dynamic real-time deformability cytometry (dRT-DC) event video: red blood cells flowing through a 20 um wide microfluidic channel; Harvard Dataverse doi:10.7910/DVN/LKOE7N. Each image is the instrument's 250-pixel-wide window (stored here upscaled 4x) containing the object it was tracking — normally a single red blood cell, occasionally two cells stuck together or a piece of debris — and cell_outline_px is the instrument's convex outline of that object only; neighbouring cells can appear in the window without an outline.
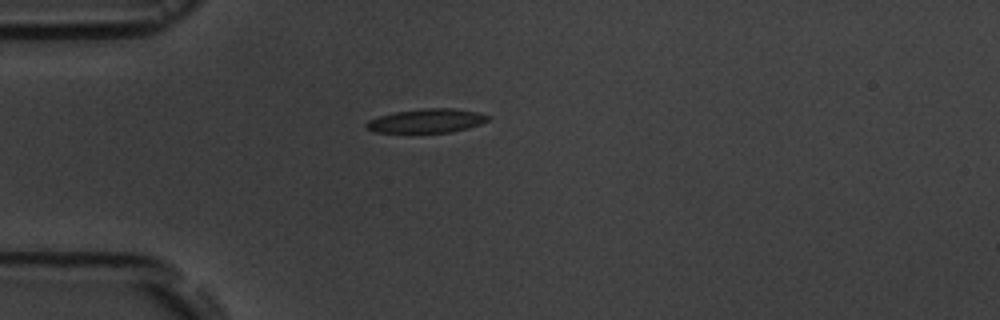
{"species": "common noctule bat (a hibernating species)", "species_latin": "Nyctalus noctula", "temperature_condition": "room temperature", "stored_images_in_passage": 3, "camera_frame_rate_fps": 3000, "um_per_image_px": 0.085, "animal": {"sex": "male", "body_mass_g": 19.5, "forearm_length_mm": 54.6}, "frame": {"image": 1, "passage_image": 2, "time_ms": 4.333, "image_size_px": [1000, 320], "cell_outline_px": [[492, 116], [488, 120], [480, 124], [468, 128], [452, 132], [372, 132], [364, 124], [368, 120], [380, 116], [396, 112], [424, 108], [452, 108], [476, 112]], "centroid_in_image_um": [36.28, 10.27], "position_along_channel_um": 48.7, "area_um2": 16.82}}